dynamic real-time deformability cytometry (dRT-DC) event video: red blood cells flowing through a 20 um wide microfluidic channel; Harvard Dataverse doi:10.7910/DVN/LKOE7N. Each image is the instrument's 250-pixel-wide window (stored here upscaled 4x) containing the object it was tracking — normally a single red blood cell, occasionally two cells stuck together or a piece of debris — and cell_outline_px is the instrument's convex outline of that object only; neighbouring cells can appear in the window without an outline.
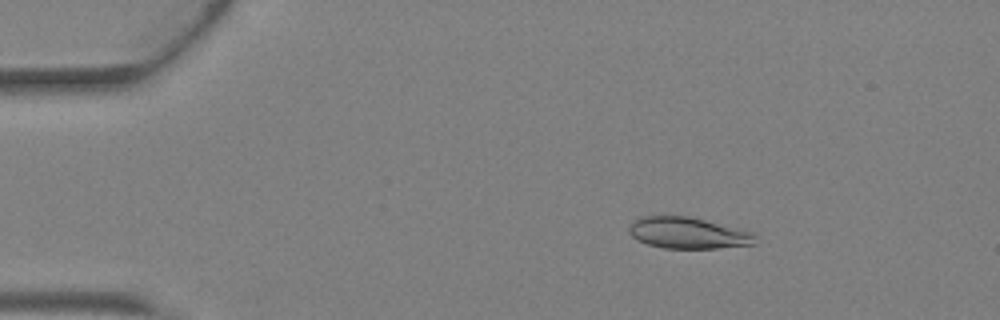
{"species": "Egyptian fruit bat (a non-hibernating species)", "species_latin": "Rousettus aegyptiacus", "temperature_condition": "warm", "stored_images_in_passage": 4, "camera_frame_rate_fps": 3000, "um_per_image_px": 0.085, "animal": {"sex": "female"}, "frame": {"image": 1, "passage_image": 2, "time_ms": 0.333, "image_size_px": [1000, 320], "cell_outline_px": [[756, 244], [716, 248], [664, 248], [648, 244], [632, 236], [628, 232], [628, 228], [640, 216], [688, 216], [740, 228], [752, 232], [756, 236]], "centroid_in_image_um": [58.52, 19.8], "position_along_channel_um": 26.5, "area_um2": 22.95}}